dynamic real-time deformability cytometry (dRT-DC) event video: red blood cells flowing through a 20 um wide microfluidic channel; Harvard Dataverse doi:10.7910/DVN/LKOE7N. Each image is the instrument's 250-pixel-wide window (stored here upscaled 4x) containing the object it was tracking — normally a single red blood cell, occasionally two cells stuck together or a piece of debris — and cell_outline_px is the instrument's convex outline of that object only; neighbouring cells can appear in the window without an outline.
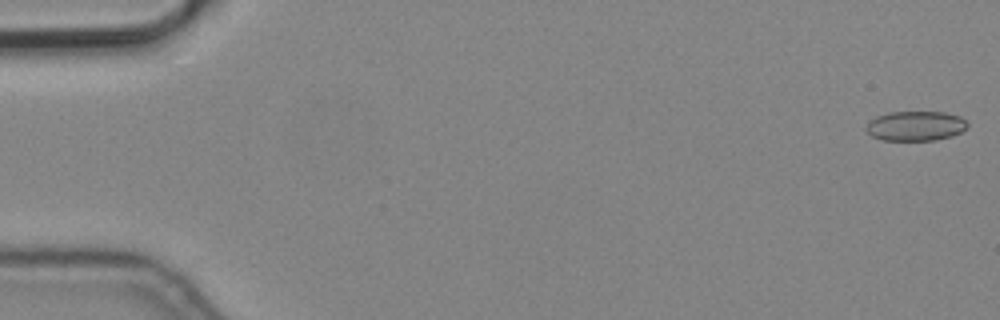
{"species": "common noctule bat (a hibernating species)", "species_latin": "Nyctalus noctula", "temperature_condition": "cold", "stored_images_in_passage": 5, "camera_frame_rate_fps": 3000, "um_per_image_px": 0.085, "animal": {"sex": "male", "body_mass_g": 19.2, "forearm_length_mm": 51.8}, "frame": {"image": 1, "passage_image": 1, "time_ms": 0.0, "image_size_px": [1000, 320], "cell_outline_px": [[968, 128], [952, 136], [936, 140], [880, 140], [872, 136], [864, 128], [868, 120], [876, 116], [888, 112], [944, 112], [960, 116], [968, 124]], "centroid_in_image_um": [77.79, 10.7], "position_along_channel_um": 7.2, "area_um2": 17.74}}